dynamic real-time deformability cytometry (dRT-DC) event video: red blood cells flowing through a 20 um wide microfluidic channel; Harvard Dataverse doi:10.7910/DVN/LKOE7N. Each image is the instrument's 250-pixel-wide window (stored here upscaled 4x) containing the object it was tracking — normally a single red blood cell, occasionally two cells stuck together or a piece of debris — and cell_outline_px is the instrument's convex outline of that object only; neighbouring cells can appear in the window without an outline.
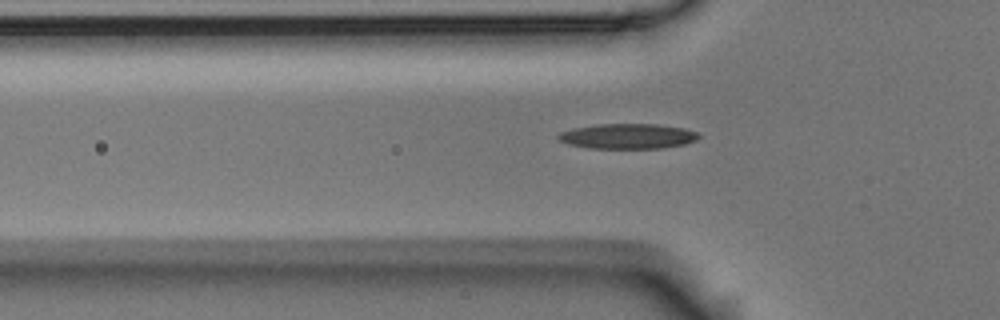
{"species": "Egyptian fruit bat (a non-hibernating species)", "species_latin": "Rousettus aegyptiacus", "temperature_condition": "room temperature", "stored_images_in_passage": 48, "camera_frame_rate_fps": 3000, "um_per_image_px": 0.085, "animal": {"sex": "male"}, "frame": {"image": 1, "passage_image": 17, "time_ms": 5.333, "image_size_px": [1000, 320], "cell_outline_px": [[700, 136], [696, 140], [684, 144], [664, 148], [588, 148], [568, 144], [560, 140], [556, 136], [560, 132], [572, 128], [596, 124], [656, 124], [684, 128], [696, 132]], "centroid_in_image_um": [53.33, 11.57], "position_along_channel_um": 72.5, "area_um2": 20.58}}
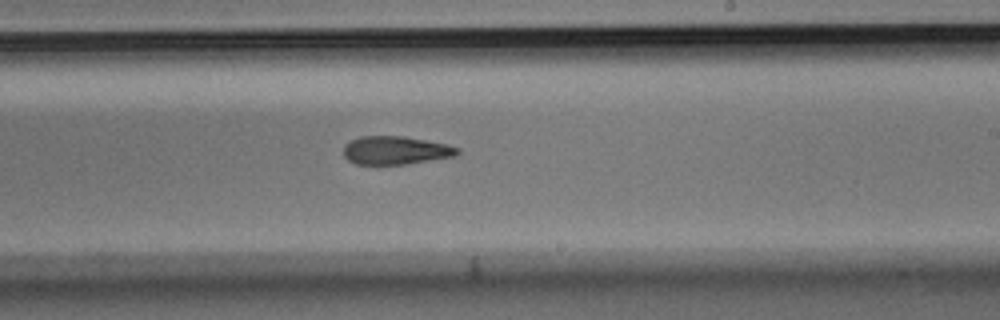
{"frame": {"image": 2, "passage_image": 32, "time_ms": 10.333, "image_size_px": [1000, 320], "cell_outline_px": [[460, 152], [456, 156], [404, 164], [356, 164], [348, 160], [344, 156], [344, 144], [360, 136], [404, 136], [448, 144], [460, 148]], "centroid_in_image_um": [33.64, 12.77], "position_along_channel_um": 255.4, "area_um2": 18.79}}
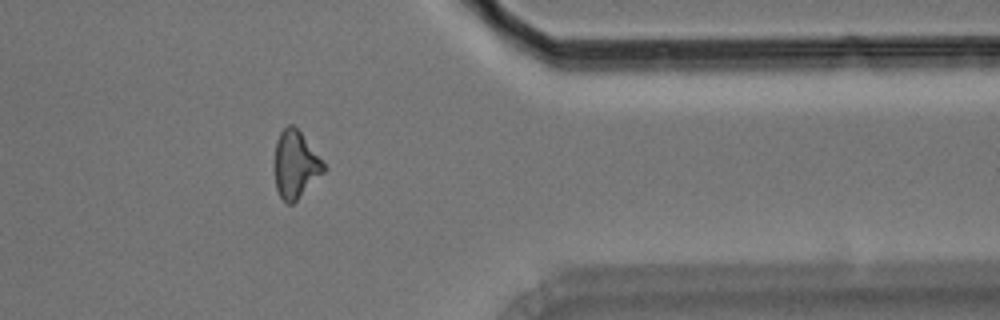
{"frame": {"image": 3, "passage_image": 44, "time_ms": 14.333, "image_size_px": [1000, 320], "cell_outline_px": [[328, 168], [292, 204], [288, 204], [280, 196], [276, 188], [272, 168], [276, 140], [280, 132], [288, 124], [292, 124], [300, 132]], "centroid_in_image_um": [25.07, 13.98], "position_along_channel_um": 386.3, "area_um2": 19.42}}